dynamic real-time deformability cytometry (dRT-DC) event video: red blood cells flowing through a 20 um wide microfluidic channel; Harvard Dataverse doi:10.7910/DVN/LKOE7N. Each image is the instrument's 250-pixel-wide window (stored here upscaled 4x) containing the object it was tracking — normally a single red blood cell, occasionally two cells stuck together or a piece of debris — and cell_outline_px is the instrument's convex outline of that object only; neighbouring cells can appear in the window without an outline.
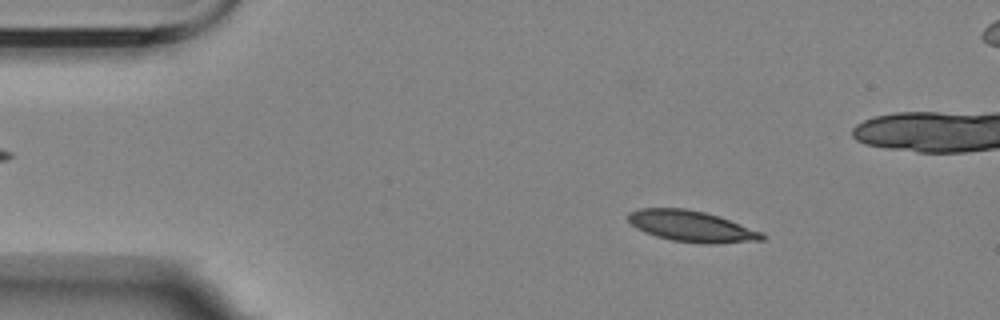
{"species": "Egyptian fruit bat (a non-hibernating species)", "species_latin": "Rousettus aegyptiacus", "temperature_condition": "room temperature", "stored_images_in_passage": 5, "camera_frame_rate_fps": 3000, "um_per_image_px": 0.085, "animal": {"sex": "female"}, "frame": {"image": 1, "passage_image": 2, "time_ms": 1.0, "image_size_px": [1000, 320], "cell_outline_px": [[768, 236], [764, 240], [712, 244], [704, 244], [672, 240], [656, 236], [644, 232], [636, 228], [628, 220], [628, 212], [640, 208], [684, 208], [704, 212], [764, 232]], "centroid_in_image_um": [58.79, 19.24], "position_along_channel_um": 26.2, "area_um2": 24.22}}
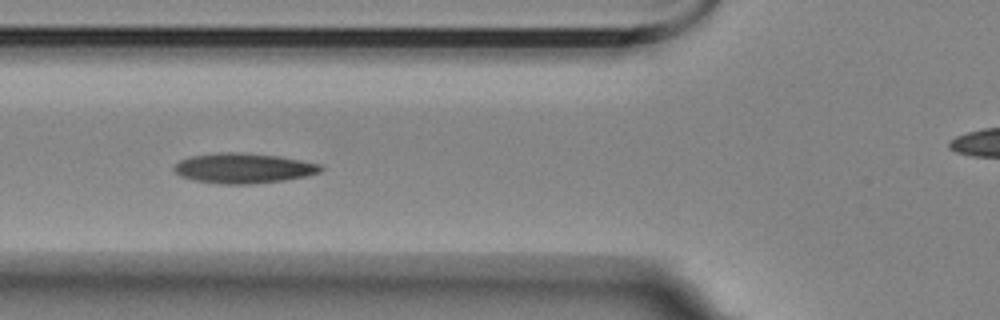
{"frame": {"image": 2, "passage_image": 5, "time_ms": 5.0, "image_size_px": [1000, 320], "cell_outline_px": [[324, 168], [320, 172], [304, 176], [284, 180], [252, 184], [220, 184], [192, 180], [180, 176], [172, 168], [180, 160], [192, 156], [220, 152], [240, 152], [280, 156], [320, 164]], "centroid_in_image_um": [20.68, 14.3], "position_along_channel_um": 105.1, "area_um2": 25.72}}